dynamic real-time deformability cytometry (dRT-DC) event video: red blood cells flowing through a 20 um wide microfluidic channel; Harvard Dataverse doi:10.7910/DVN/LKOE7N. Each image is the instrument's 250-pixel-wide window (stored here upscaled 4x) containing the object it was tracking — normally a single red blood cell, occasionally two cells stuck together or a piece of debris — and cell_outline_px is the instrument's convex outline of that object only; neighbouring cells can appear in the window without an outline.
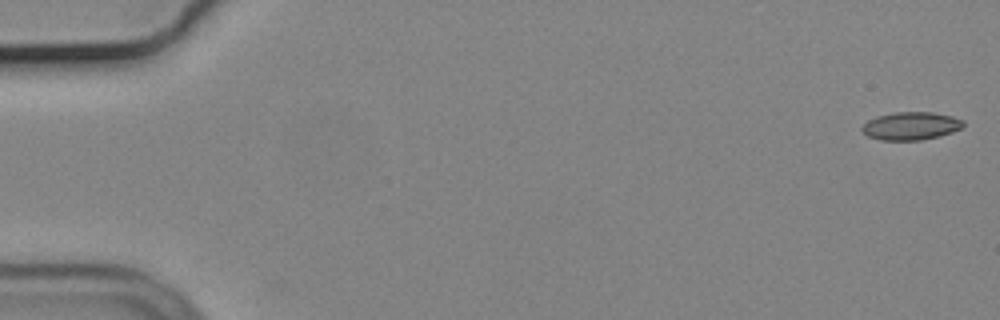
{"species": "common noctule bat (a hibernating species)", "species_latin": "Nyctalus noctula", "temperature_condition": "cold", "stored_images_in_passage": 17, "camera_frame_rate_fps": 3000, "um_per_image_px": 0.085, "animal": {"sex": "male", "body_mass_g": 19.2, "forearm_length_mm": 51.8}, "frame": {"image": 1, "passage_image": 1, "time_ms": 0.0, "image_size_px": [1000, 320], "cell_outline_px": [[964, 128], [940, 136], [920, 140], [880, 140], [868, 136], [860, 128], [868, 120], [876, 116], [896, 112], [932, 112], [952, 116], [964, 120]], "centroid_in_image_um": [77.45, 10.7], "position_along_channel_um": 7.5, "area_um2": 16.59}}